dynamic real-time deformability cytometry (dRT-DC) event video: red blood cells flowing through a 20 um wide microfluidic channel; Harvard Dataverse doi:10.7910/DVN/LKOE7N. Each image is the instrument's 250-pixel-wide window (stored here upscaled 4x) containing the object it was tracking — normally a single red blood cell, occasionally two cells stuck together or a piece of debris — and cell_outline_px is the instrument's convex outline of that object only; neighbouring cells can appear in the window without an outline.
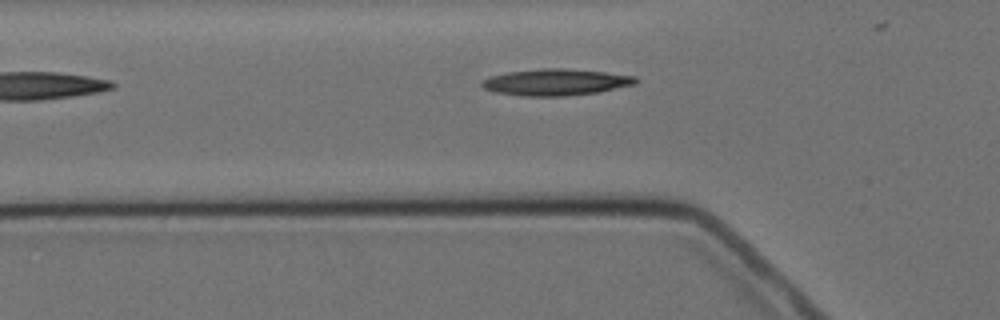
{"species": "Egyptian fruit bat (a non-hibernating species)", "species_latin": "Rousettus aegyptiacus", "temperature_condition": "cold", "stored_images_in_passage": 5, "camera_frame_rate_fps": 3000, "um_per_image_px": 0.085, "animal": {"sex": "female"}, "frame": {"image": 1, "passage_image": 4, "time_ms": 3.667, "image_size_px": [1000, 320], "cell_outline_px": [[640, 80], [636, 84], [596, 92], [564, 96], [524, 96], [496, 92], [484, 88], [480, 84], [488, 76], [508, 72], [540, 68], [564, 68], [604, 72], [636, 76]], "centroid_in_image_um": [47.25, 6.97], "position_along_channel_um": 78.6, "area_um2": 23.7}}
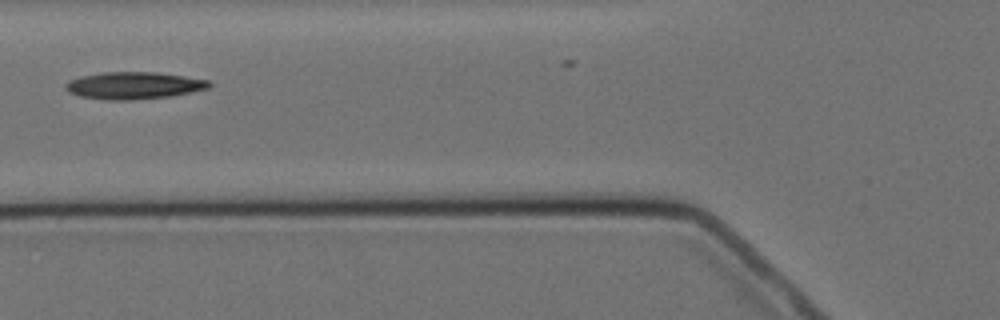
{"frame": {"image": 2, "passage_image": 5, "time_ms": 4.667, "image_size_px": [1000, 320], "cell_outline_px": [[212, 84], [208, 88], [172, 96], [132, 100], [108, 100], [80, 96], [68, 92], [64, 88], [64, 84], [68, 80], [80, 76], [104, 72], [156, 72], [184, 76], [208, 80]], "centroid_in_image_um": [11.33, 7.27], "position_along_channel_um": 114.5, "area_um2": 22.77}}